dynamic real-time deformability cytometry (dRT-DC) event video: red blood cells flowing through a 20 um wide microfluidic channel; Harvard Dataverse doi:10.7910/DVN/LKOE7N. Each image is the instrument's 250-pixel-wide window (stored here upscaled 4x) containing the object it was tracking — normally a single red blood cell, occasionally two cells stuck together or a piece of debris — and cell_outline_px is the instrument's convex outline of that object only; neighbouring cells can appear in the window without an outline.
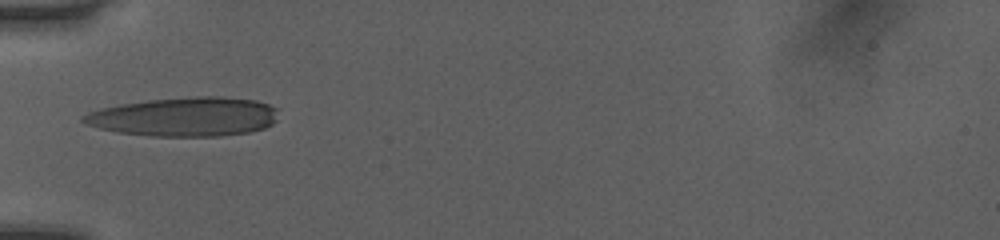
{"species": "human", "species_latin": "Homo sapiens", "temperature_condition": "room temperature", "stored_images_in_passage": 34, "camera_frame_rate_fps": 3000, "um_per_image_px": 0.085, "donor": {"sex": "female"}, "frame": {"image": 1, "passage_image": 1, "time_ms": 0.0, "image_size_px": [1000, 240], "cell_outline_px": [[276, 120], [272, 124], [264, 128], [248, 132], [220, 136], [152, 136], [116, 132], [84, 124], [80, 120], [80, 116], [88, 112], [100, 108], [120, 104], [148, 100], [196, 96], [220, 96], [256, 100], [268, 104], [276, 108]], "centroid_in_image_um": [15.66, 9.92], "position_along_channel_um": 69.3, "area_um2": 44.56}}
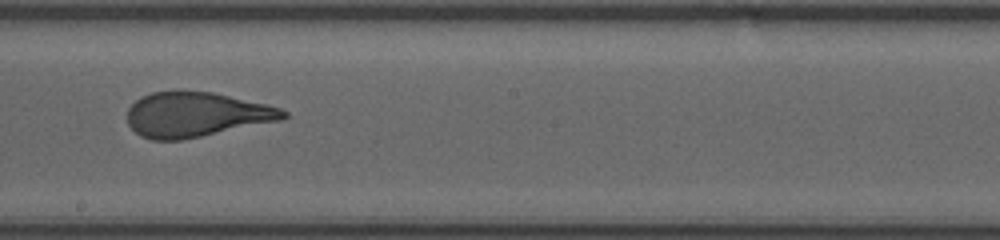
{"frame": {"image": 2, "passage_image": 13, "time_ms": 4.0, "image_size_px": [1000, 240], "cell_outline_px": [[288, 116], [280, 120], [180, 140], [152, 140], [140, 136], [128, 124], [128, 108], [140, 96], [152, 92], [180, 88], [212, 92], [268, 104], [280, 108], [288, 112]], "centroid_in_image_um": [16.63, 9.7], "position_along_channel_um": 231.6, "area_um2": 41.1}}
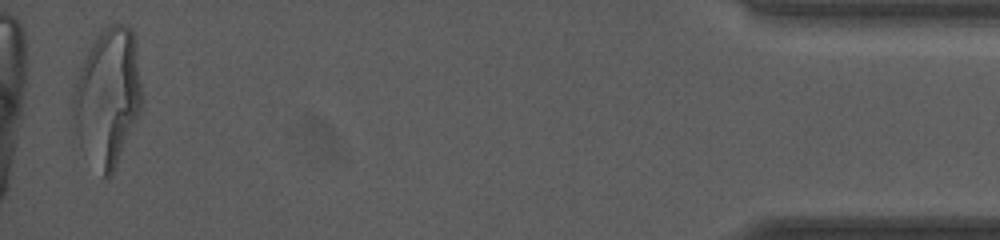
{"frame": {"image": 3, "passage_image": 33, "time_ms": 10.667, "image_size_px": [1000, 240], "cell_outline_px": [[144, 100], [140, 112], [116, 164], [112, 172], [108, 176], [104, 176], [80, 144], [72, 132], [72, 96], [84, 60], [88, 52], [104, 28], [108, 24], [124, 24], [132, 28]], "centroid_in_image_um": [9.15, 8.23], "position_along_channel_um": 426.0, "area_um2": 54.1}, "authors_computed_cell_mechanics": {"area_um2": 42.3674, "velocity_mm_per_s": 4.0817, "shape_relaxation_time_tau1_ms": 5.2487, "shape_relaxation_time_tau2_ms": 0.8415, "deformation_change_tau1": 0.2472, "deformation_change_tau2": 0.1003}}